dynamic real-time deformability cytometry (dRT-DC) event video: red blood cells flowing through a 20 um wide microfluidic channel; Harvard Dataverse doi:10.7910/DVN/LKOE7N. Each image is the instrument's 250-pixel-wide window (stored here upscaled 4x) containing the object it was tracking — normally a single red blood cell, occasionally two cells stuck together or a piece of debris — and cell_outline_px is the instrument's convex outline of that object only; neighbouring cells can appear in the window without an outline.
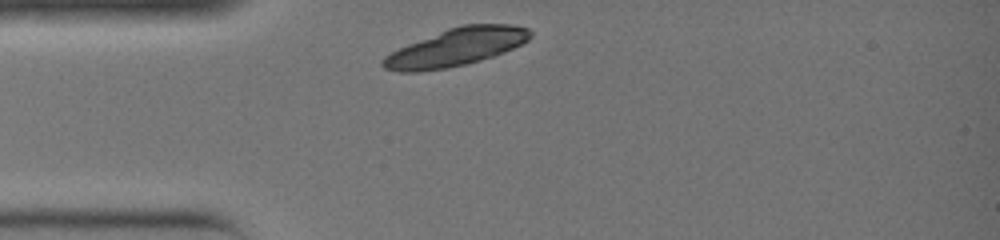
{"species": "common noctule bat (a hibernating species)", "species_latin": "Nyctalus noctula", "temperature_condition": "warm", "stored_images_in_passage": 23, "camera_frame_rate_fps": 3000, "um_per_image_px": 0.085, "animal": {"sex": "female", "body_mass_g": 19.0, "forearm_length_mm": 51.5}, "frame": {"image": 1, "passage_image": 1, "time_ms": 0.0, "image_size_px": [1000, 240], "cell_outline_px": [[532, 36], [528, 40], [512, 48], [492, 56], [480, 60], [464, 64], [444, 68], [416, 72], [400, 72], [384, 68], [380, 64], [380, 60], [384, 56], [408, 44], [448, 28], [460, 24], [512, 24], [528, 28], [532, 32]], "centroid_in_image_um": [38.76, 4.0], "position_along_channel_um": 46.2, "area_um2": 32.02}}